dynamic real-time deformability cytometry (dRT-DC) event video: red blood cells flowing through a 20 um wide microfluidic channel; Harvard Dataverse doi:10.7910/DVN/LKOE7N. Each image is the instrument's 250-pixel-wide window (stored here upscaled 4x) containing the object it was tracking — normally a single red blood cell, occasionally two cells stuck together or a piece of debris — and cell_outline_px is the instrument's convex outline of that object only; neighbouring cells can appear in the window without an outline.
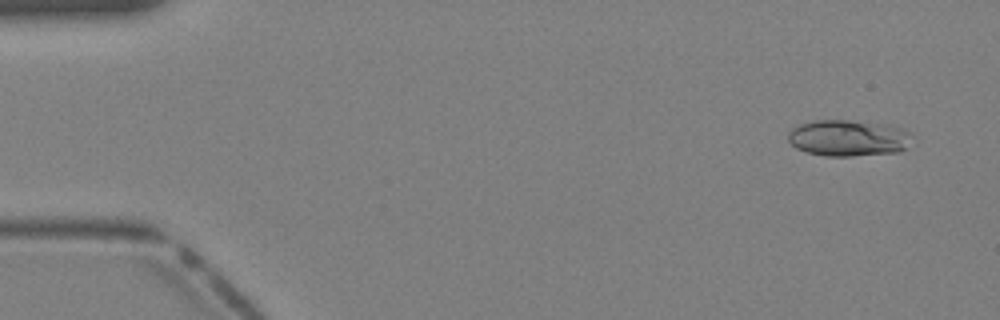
{"species": "Egyptian fruit bat (a non-hibernating species)", "species_latin": "Rousettus aegyptiacus", "temperature_condition": "warm", "stored_images_in_passage": 40, "camera_frame_rate_fps": 3000, "um_per_image_px": 0.085, "animal": {"sex": "female"}, "frame": {"image": 1, "passage_image": 3, "time_ms": 0.667, "image_size_px": [1000, 320], "cell_outline_px": [[912, 136], [904, 148], [900, 152], [852, 156], [824, 156], [808, 152], [796, 148], [788, 140], [788, 132], [792, 128], [800, 124], [816, 120], [848, 120], [904, 128], [912, 132]], "centroid_in_image_um": [72.09, 11.74], "position_along_channel_um": 12.9, "area_um2": 26.07}}
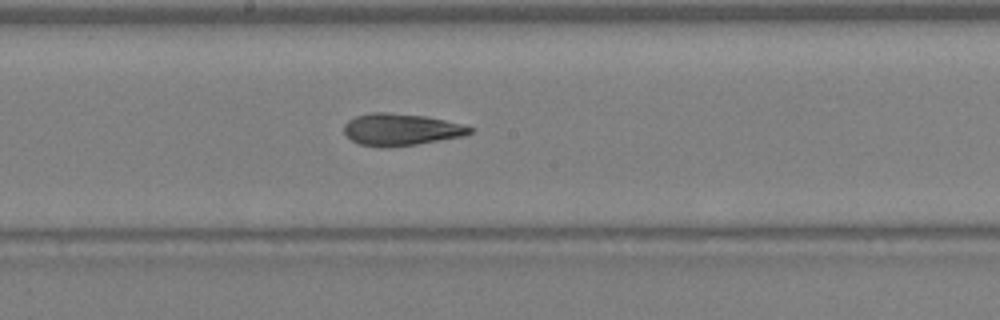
{"frame": {"image": 2, "passage_image": 22, "time_ms": 7.0, "image_size_px": [1000, 320], "cell_outline_px": [[476, 128], [472, 132], [464, 136], [416, 144], [384, 148], [380, 148], [360, 144], [352, 140], [344, 132], [344, 124], [348, 120], [356, 116], [372, 112], [388, 112], [424, 116], [464, 124]], "centroid_in_image_um": [34.1, 11.01], "position_along_channel_um": 214.1, "area_um2": 23.52}}
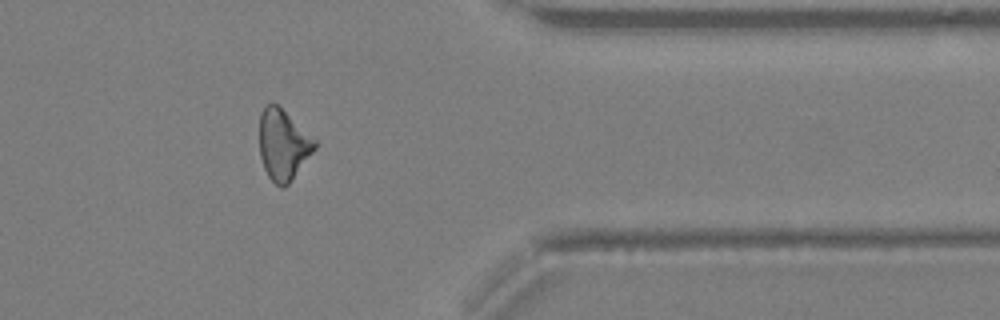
{"frame": {"image": 3, "passage_image": 33, "time_ms": 10.667, "image_size_px": [1000, 320], "cell_outline_px": [[316, 148], [288, 184], [284, 188], [280, 188], [268, 176], [264, 168], [260, 156], [260, 112], [268, 104], [276, 104], [316, 140]], "centroid_in_image_um": [24.06, 12.33], "position_along_channel_um": 387.3, "area_um2": 22.31}}